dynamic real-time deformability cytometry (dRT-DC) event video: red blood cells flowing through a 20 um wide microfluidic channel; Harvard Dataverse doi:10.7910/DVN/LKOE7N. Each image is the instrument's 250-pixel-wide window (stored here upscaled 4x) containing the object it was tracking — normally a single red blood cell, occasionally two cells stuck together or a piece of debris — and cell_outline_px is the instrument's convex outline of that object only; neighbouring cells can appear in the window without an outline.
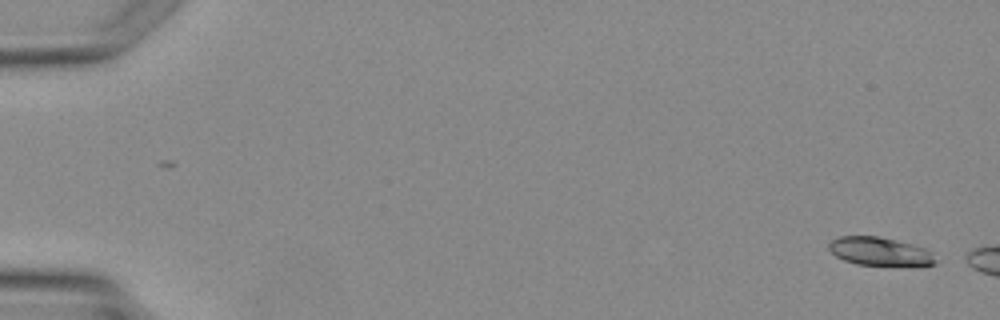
{"species": "Egyptian fruit bat (a non-hibernating species)", "species_latin": "Rousettus aegyptiacus", "temperature_condition": "warm", "stored_images_in_passage": 3, "camera_frame_rate_fps": 3000, "um_per_image_px": 0.085, "animal": {"sex": "female"}, "frame": {"image": 1, "passage_image": 1, "time_ms": 0.0, "image_size_px": [1000, 320], "cell_outline_px": [[936, 264], [856, 264], [844, 260], [836, 256], [828, 248], [828, 244], [832, 240], [840, 236], [880, 236], [912, 244], [924, 248], [932, 252], [936, 260]], "centroid_in_image_um": [74.74, 21.34], "position_along_channel_um": 10.3, "area_um2": 17.17}}